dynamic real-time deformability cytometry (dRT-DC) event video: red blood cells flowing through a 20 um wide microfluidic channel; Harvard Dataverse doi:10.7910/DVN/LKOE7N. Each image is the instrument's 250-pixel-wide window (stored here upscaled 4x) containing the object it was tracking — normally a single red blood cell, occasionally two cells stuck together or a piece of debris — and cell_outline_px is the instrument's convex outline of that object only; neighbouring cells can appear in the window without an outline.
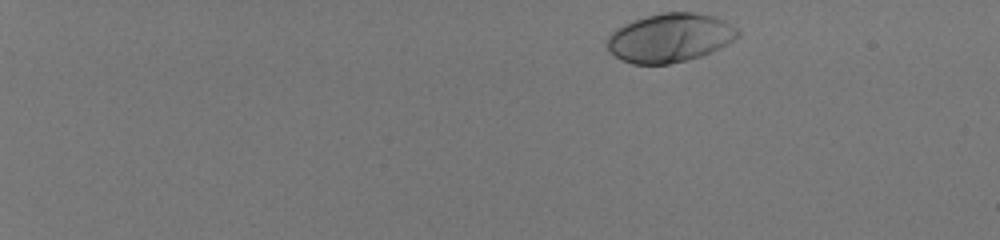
{"species": "human", "species_latin": "Homo sapiens", "temperature_condition": "room temperature", "stored_images_in_passage": 48, "camera_frame_rate_fps": 3000, "um_per_image_px": 0.085, "donor": {"sex": "male"}, "frame": {"image": 1, "passage_image": 1, "time_ms": 0.0, "image_size_px": [1000, 240], "cell_outline_px": [[740, 36], [728, 44], [720, 48], [700, 56], [668, 64], [632, 64], [620, 60], [608, 48], [608, 36], [616, 28], [624, 24], [660, 12], [692, 12], [712, 16], [724, 20], [736, 28], [740, 32]], "centroid_in_image_um": [56.96, 3.21], "position_along_channel_um": 28.0, "area_um2": 36.88}}
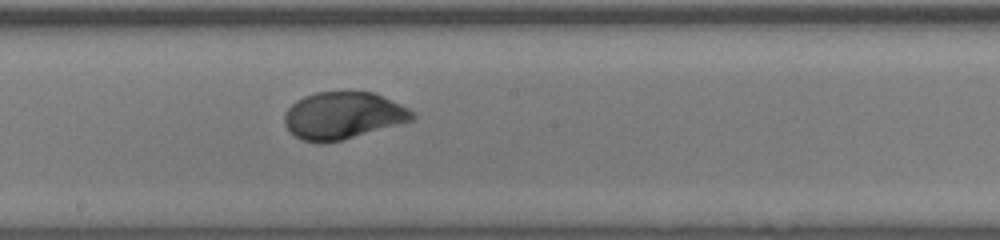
{"frame": {"image": 2, "passage_image": 28, "time_ms": 9.0, "image_size_px": [1000, 240], "cell_outline_px": [[416, 116], [412, 120], [340, 140], [320, 144], [300, 140], [284, 124], [284, 116], [288, 108], [296, 100], [304, 96], [316, 92], [372, 92], [400, 104], [416, 112]], "centroid_in_image_um": [29.13, 9.82], "position_along_channel_um": 219.1, "area_um2": 34.74}}
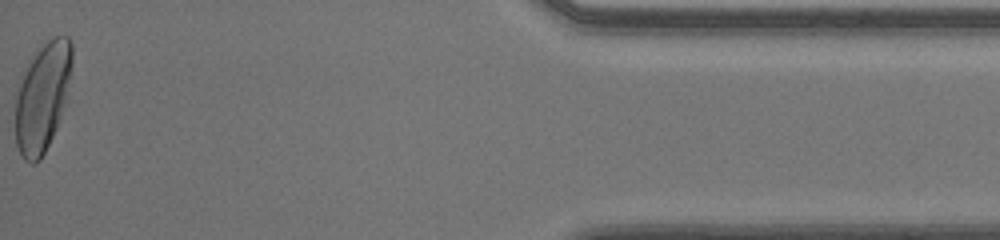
{"frame": {"image": 3, "passage_image": 48, "time_ms": 15.667, "image_size_px": [1000, 240], "cell_outline_px": [[72, 64], [64, 104], [56, 128], [40, 160], [36, 164], [28, 164], [24, 160], [16, 144], [16, 96], [24, 72], [36, 52], [44, 40], [52, 36], [68, 36], [72, 40]], "centroid_in_image_um": [3.62, 8.22], "position_along_channel_um": 431.6, "area_um2": 35.49}, "authors_computed_cell_mechanics": {"area_um2": 34.9979, "velocity_mm_per_s": 4.0118, "shape_relaxation_time_tau1_ms": 3.0869, "shape_relaxation_time_tau2_ms": null, "deformation_change_tau1": 0.1838, "deformation_change_tau2": null}}